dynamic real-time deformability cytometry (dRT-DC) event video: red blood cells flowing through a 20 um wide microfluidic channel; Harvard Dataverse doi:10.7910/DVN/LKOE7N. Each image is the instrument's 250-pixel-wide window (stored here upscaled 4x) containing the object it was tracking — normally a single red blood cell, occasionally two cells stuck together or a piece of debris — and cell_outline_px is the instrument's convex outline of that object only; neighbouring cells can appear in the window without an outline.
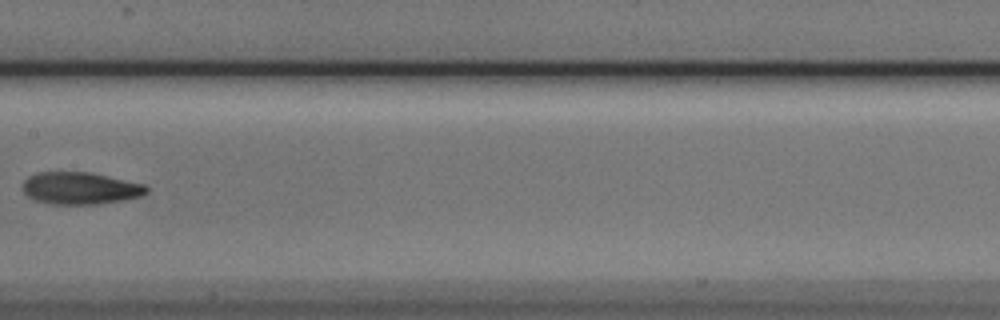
{"species": "Egyptian fruit bat (a non-hibernating species)", "species_latin": "Rousettus aegyptiacus", "temperature_condition": "cold", "stored_images_in_passage": 6, "camera_frame_rate_fps": 3000, "um_per_image_px": 0.085, "animal": {"sex": "male"}, "frame": {"image": 1, "passage_image": 6, "time_ms": 1.667, "image_size_px": [1000, 320], "cell_outline_px": [[148, 192], [140, 196], [128, 200], [96, 204], [52, 204], [36, 200], [28, 196], [24, 192], [24, 180], [28, 176], [36, 172], [88, 172], [144, 184], [148, 188]], "centroid_in_image_um": [6.83, 16.0], "position_along_channel_um": 200.6, "area_um2": 23.12}}